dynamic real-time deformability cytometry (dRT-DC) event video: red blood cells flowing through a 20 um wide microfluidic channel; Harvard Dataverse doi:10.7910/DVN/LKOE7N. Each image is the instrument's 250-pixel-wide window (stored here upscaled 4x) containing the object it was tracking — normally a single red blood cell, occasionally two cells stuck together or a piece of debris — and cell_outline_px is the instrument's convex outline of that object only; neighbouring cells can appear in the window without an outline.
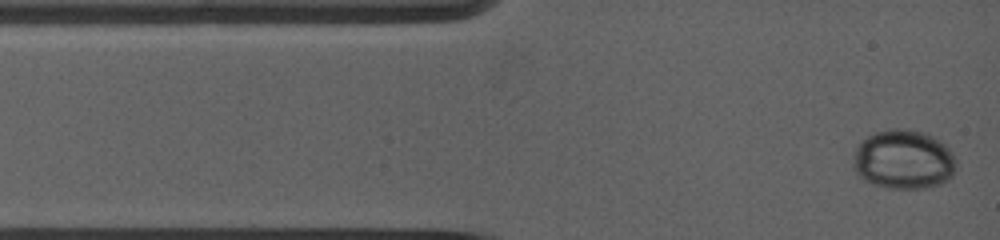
{"species": "common noctule bat (a hibernating species)", "species_latin": "Nyctalus noctula", "temperature_condition": "warm", "stored_images_in_passage": 16, "camera_frame_rate_fps": 5000, "um_per_image_px": 0.085, "animal": {"sex": "female", "body_mass_g": 19.0, "forearm_length_mm": 53.3}, "frame": {"image": 1, "passage_image": 1, "time_ms": 0.0, "image_size_px": [1000, 240], "cell_outline_px": [[956, 164], [952, 176], [948, 180], [940, 184], [928, 188], [888, 188], [872, 184], [864, 180], [856, 172], [852, 164], [852, 152], [868, 136], [876, 132], [888, 128], [912, 128], [928, 132], [936, 136], [956, 156]], "centroid_in_image_um": [76.82, 13.54], "position_along_channel_um": 8.2, "area_um2": 36.36}}
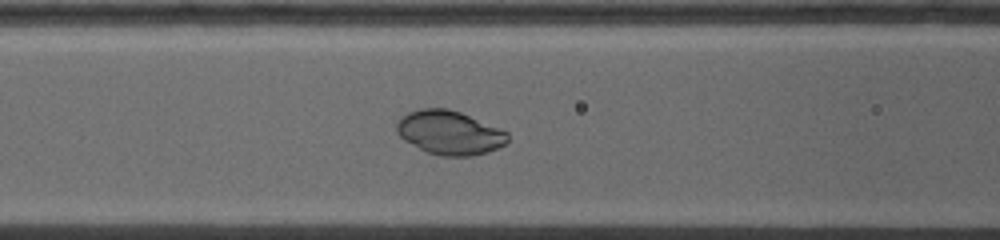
{"frame": {"image": 2, "passage_image": 13, "time_ms": 4.2, "image_size_px": [1000, 240], "cell_outline_px": [[508, 140], [504, 144], [488, 152], [472, 156], [440, 156], [428, 152], [404, 140], [396, 132], [396, 124], [408, 112], [420, 108], [448, 108], [460, 112], [500, 128], [508, 132]], "centroid_in_image_um": [38.21, 11.27], "position_along_channel_um": 128.4, "area_um2": 28.26}}
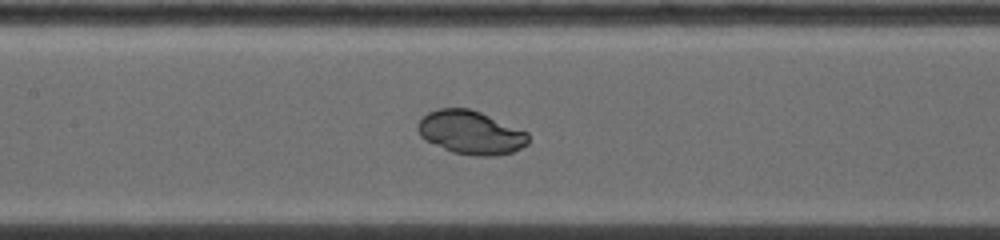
{"frame": {"image": 3, "passage_image": 16, "time_ms": 5.2, "image_size_px": [1000, 240], "cell_outline_px": [[528, 144], [512, 152], [496, 156], [472, 156], [452, 152], [420, 136], [416, 128], [416, 124], [428, 112], [440, 108], [468, 108], [480, 112], [528, 132]], "centroid_in_image_um": [40.01, 11.27], "position_along_channel_um": 167.4, "area_um2": 27.86}}